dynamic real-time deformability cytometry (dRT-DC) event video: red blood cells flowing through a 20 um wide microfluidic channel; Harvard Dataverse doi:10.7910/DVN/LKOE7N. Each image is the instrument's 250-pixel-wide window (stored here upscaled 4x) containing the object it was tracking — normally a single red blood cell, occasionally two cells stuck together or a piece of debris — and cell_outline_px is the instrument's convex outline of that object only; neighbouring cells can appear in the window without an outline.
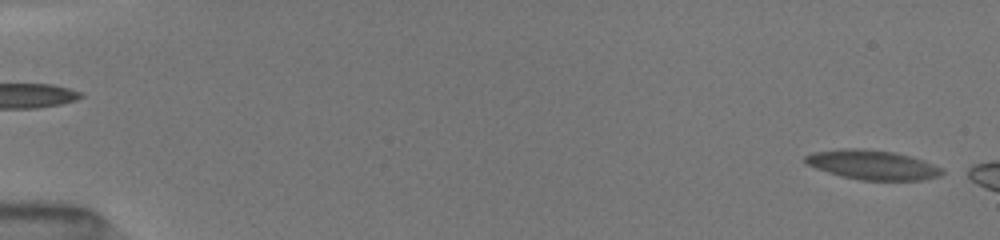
{"species": "common noctule bat (a hibernating species)", "species_latin": "Nyctalus noctula", "temperature_condition": "room temperature", "stored_images_in_passage": 47, "camera_frame_rate_fps": 3000, "um_per_image_px": 0.085, "animal": {"sex": "female", "body_mass_g": 19.5, "forearm_length_mm": 54.1}, "frame": {"image": 1, "passage_image": 2, "time_ms": 0.333, "image_size_px": [1000, 240], "cell_outline_px": [[944, 172], [936, 176], [920, 180], [864, 180], [844, 176], [828, 172], [816, 168], [808, 164], [804, 160], [804, 156], [820, 152], [892, 152], [920, 160]], "centroid_in_image_um": [74.17, 14.09], "position_along_channel_um": 10.8, "area_um2": 21.1}}
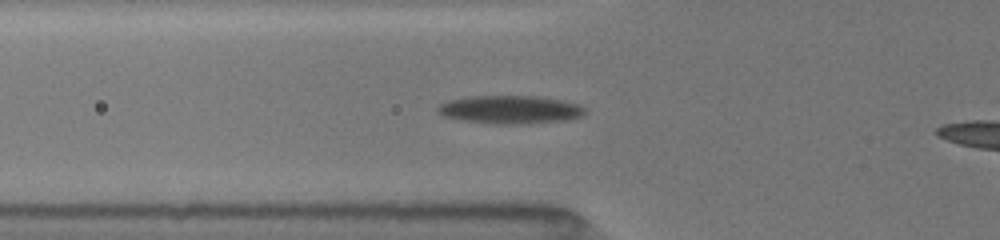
{"frame": {"image": 2, "passage_image": 37, "time_ms": 6.333, "image_size_px": [1000, 240], "cell_outline_px": [[584, 112], [580, 116], [564, 120], [508, 124], [504, 124], [464, 120], [444, 116], [436, 108], [440, 104], [452, 100], [472, 96], [532, 96], [556, 100], [576, 104], [584, 108]], "centroid_in_image_um": [43.31, 9.31], "position_along_channel_um": 82.5, "area_um2": 23.12}}
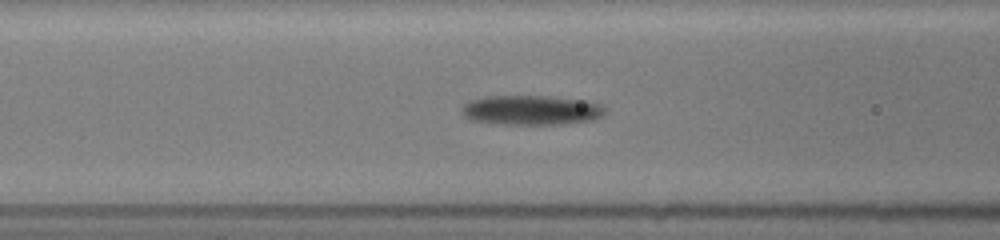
{"frame": {"image": 3, "passage_image": 46, "time_ms": 7.333, "image_size_px": [1000, 240], "cell_outline_px": [[600, 112], [592, 120], [564, 124], [492, 124], [468, 120], [464, 112], [464, 104], [472, 100], [488, 96], [548, 96], [576, 100], [592, 104], [600, 108]], "centroid_in_image_um": [44.98, 9.38], "position_along_channel_um": 121.6, "area_um2": 23.81}}